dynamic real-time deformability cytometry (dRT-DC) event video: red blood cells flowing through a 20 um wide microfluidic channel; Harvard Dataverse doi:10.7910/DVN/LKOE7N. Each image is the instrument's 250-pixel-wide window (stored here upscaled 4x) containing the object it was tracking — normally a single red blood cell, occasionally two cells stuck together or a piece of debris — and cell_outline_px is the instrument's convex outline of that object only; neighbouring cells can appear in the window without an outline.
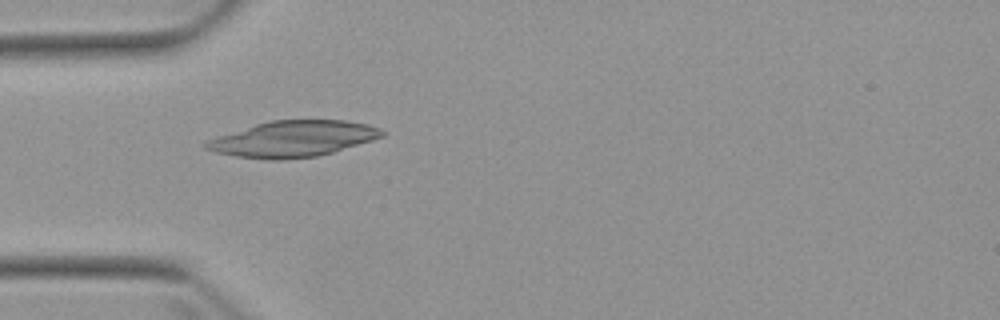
{"species": "Egyptian fruit bat (a non-hibernating species)", "species_latin": "Rousettus aegyptiacus", "temperature_condition": "warm", "stored_images_in_passage": 2, "camera_frame_rate_fps": 3000, "um_per_image_px": 0.085, "animal": {"sex": "female"}, "frame": {"image": 1, "passage_image": 1, "time_ms": 0.0, "image_size_px": [1000, 320], "cell_outline_px": [[384, 136], [372, 140], [332, 152], [316, 156], [280, 160], [268, 160], [236, 156], [216, 152], [204, 148], [204, 144], [208, 140], [256, 124], [272, 120], [344, 120], [368, 124], [380, 128], [384, 132]], "centroid_in_image_um": [24.93, 11.8], "position_along_channel_um": 60.1, "area_um2": 36.47}}
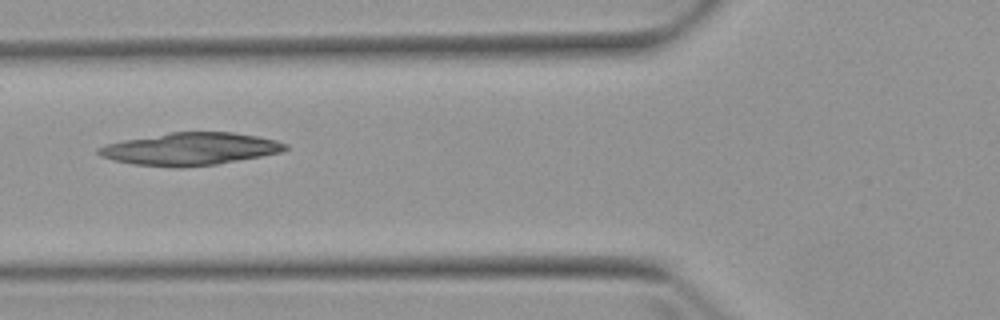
{"frame": {"image": 2, "passage_image": 2, "time_ms": 1.333, "image_size_px": [1000, 320], "cell_outline_px": [[288, 148], [280, 152], [260, 156], [216, 164], [184, 168], [172, 168], [132, 164], [100, 156], [96, 152], [96, 148], [104, 144], [124, 140], [172, 132], [232, 132], [256, 136], [276, 140], [288, 144]], "centroid_in_image_um": [16.13, 12.67], "position_along_channel_um": 109.7, "area_um2": 35.32}}